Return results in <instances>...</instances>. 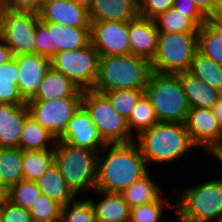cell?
I'll use <instances>...</instances> for the list:
<instances>
[{
	"label": "cell",
	"instance_id": "obj_1",
	"mask_svg": "<svg viewBox=\"0 0 222 222\" xmlns=\"http://www.w3.org/2000/svg\"><path fill=\"white\" fill-rule=\"evenodd\" d=\"M134 142L151 170L155 166L180 165L183 163L181 159L198 156V147L192 142L185 125L179 122H158L140 132Z\"/></svg>",
	"mask_w": 222,
	"mask_h": 222
},
{
	"label": "cell",
	"instance_id": "obj_2",
	"mask_svg": "<svg viewBox=\"0 0 222 222\" xmlns=\"http://www.w3.org/2000/svg\"><path fill=\"white\" fill-rule=\"evenodd\" d=\"M150 170L134 141L106 144L98 153L95 189L121 193Z\"/></svg>",
	"mask_w": 222,
	"mask_h": 222
},
{
	"label": "cell",
	"instance_id": "obj_3",
	"mask_svg": "<svg viewBox=\"0 0 222 222\" xmlns=\"http://www.w3.org/2000/svg\"><path fill=\"white\" fill-rule=\"evenodd\" d=\"M213 177H216L215 179ZM196 184L174 188L175 210L192 222H222V178L217 175Z\"/></svg>",
	"mask_w": 222,
	"mask_h": 222
},
{
	"label": "cell",
	"instance_id": "obj_4",
	"mask_svg": "<svg viewBox=\"0 0 222 222\" xmlns=\"http://www.w3.org/2000/svg\"><path fill=\"white\" fill-rule=\"evenodd\" d=\"M152 72L151 61L140 56H100L98 76L93 90H145Z\"/></svg>",
	"mask_w": 222,
	"mask_h": 222
},
{
	"label": "cell",
	"instance_id": "obj_5",
	"mask_svg": "<svg viewBox=\"0 0 222 222\" xmlns=\"http://www.w3.org/2000/svg\"><path fill=\"white\" fill-rule=\"evenodd\" d=\"M98 152L57 141L54 162L76 196H86L96 188Z\"/></svg>",
	"mask_w": 222,
	"mask_h": 222
},
{
	"label": "cell",
	"instance_id": "obj_6",
	"mask_svg": "<svg viewBox=\"0 0 222 222\" xmlns=\"http://www.w3.org/2000/svg\"><path fill=\"white\" fill-rule=\"evenodd\" d=\"M159 122L186 120L190 106L184 94L178 74H164L153 71L145 88Z\"/></svg>",
	"mask_w": 222,
	"mask_h": 222
},
{
	"label": "cell",
	"instance_id": "obj_7",
	"mask_svg": "<svg viewBox=\"0 0 222 222\" xmlns=\"http://www.w3.org/2000/svg\"><path fill=\"white\" fill-rule=\"evenodd\" d=\"M81 105L89 113L105 144H126L134 141L127 120L113 108L108 97L93 89L84 90Z\"/></svg>",
	"mask_w": 222,
	"mask_h": 222
},
{
	"label": "cell",
	"instance_id": "obj_8",
	"mask_svg": "<svg viewBox=\"0 0 222 222\" xmlns=\"http://www.w3.org/2000/svg\"><path fill=\"white\" fill-rule=\"evenodd\" d=\"M198 50V32L159 33L158 50L151 61L152 71L179 74L190 69Z\"/></svg>",
	"mask_w": 222,
	"mask_h": 222
},
{
	"label": "cell",
	"instance_id": "obj_9",
	"mask_svg": "<svg viewBox=\"0 0 222 222\" xmlns=\"http://www.w3.org/2000/svg\"><path fill=\"white\" fill-rule=\"evenodd\" d=\"M91 43L90 27H71L53 22L37 23L35 54L52 59L56 53L85 48Z\"/></svg>",
	"mask_w": 222,
	"mask_h": 222
},
{
	"label": "cell",
	"instance_id": "obj_10",
	"mask_svg": "<svg viewBox=\"0 0 222 222\" xmlns=\"http://www.w3.org/2000/svg\"><path fill=\"white\" fill-rule=\"evenodd\" d=\"M99 53L90 43L85 48L56 53L50 59L51 67L64 74L75 86L84 91L93 89L99 66Z\"/></svg>",
	"mask_w": 222,
	"mask_h": 222
},
{
	"label": "cell",
	"instance_id": "obj_11",
	"mask_svg": "<svg viewBox=\"0 0 222 222\" xmlns=\"http://www.w3.org/2000/svg\"><path fill=\"white\" fill-rule=\"evenodd\" d=\"M39 21L37 13L6 10L2 39L10 47L13 56L35 54V34Z\"/></svg>",
	"mask_w": 222,
	"mask_h": 222
},
{
	"label": "cell",
	"instance_id": "obj_12",
	"mask_svg": "<svg viewBox=\"0 0 222 222\" xmlns=\"http://www.w3.org/2000/svg\"><path fill=\"white\" fill-rule=\"evenodd\" d=\"M82 98H63L47 101H27L29 113L42 127L48 129L58 140L66 131Z\"/></svg>",
	"mask_w": 222,
	"mask_h": 222
},
{
	"label": "cell",
	"instance_id": "obj_13",
	"mask_svg": "<svg viewBox=\"0 0 222 222\" xmlns=\"http://www.w3.org/2000/svg\"><path fill=\"white\" fill-rule=\"evenodd\" d=\"M90 40L99 56L129 55V21L90 22Z\"/></svg>",
	"mask_w": 222,
	"mask_h": 222
},
{
	"label": "cell",
	"instance_id": "obj_14",
	"mask_svg": "<svg viewBox=\"0 0 222 222\" xmlns=\"http://www.w3.org/2000/svg\"><path fill=\"white\" fill-rule=\"evenodd\" d=\"M184 125L198 152L205 153L213 144L222 141V130L212 109L190 108Z\"/></svg>",
	"mask_w": 222,
	"mask_h": 222
},
{
	"label": "cell",
	"instance_id": "obj_15",
	"mask_svg": "<svg viewBox=\"0 0 222 222\" xmlns=\"http://www.w3.org/2000/svg\"><path fill=\"white\" fill-rule=\"evenodd\" d=\"M57 141L66 142L74 147L94 150L98 153L106 145L89 113L82 105L75 111L66 131Z\"/></svg>",
	"mask_w": 222,
	"mask_h": 222
},
{
	"label": "cell",
	"instance_id": "obj_16",
	"mask_svg": "<svg viewBox=\"0 0 222 222\" xmlns=\"http://www.w3.org/2000/svg\"><path fill=\"white\" fill-rule=\"evenodd\" d=\"M13 57L18 65V90L27 102L37 93L41 81L51 67L50 59L38 54H20Z\"/></svg>",
	"mask_w": 222,
	"mask_h": 222
},
{
	"label": "cell",
	"instance_id": "obj_17",
	"mask_svg": "<svg viewBox=\"0 0 222 222\" xmlns=\"http://www.w3.org/2000/svg\"><path fill=\"white\" fill-rule=\"evenodd\" d=\"M41 22L71 27H90L88 7L73 0H44L39 12Z\"/></svg>",
	"mask_w": 222,
	"mask_h": 222
},
{
	"label": "cell",
	"instance_id": "obj_18",
	"mask_svg": "<svg viewBox=\"0 0 222 222\" xmlns=\"http://www.w3.org/2000/svg\"><path fill=\"white\" fill-rule=\"evenodd\" d=\"M159 32L153 19L137 15L129 21L130 54L140 56L150 61L158 50Z\"/></svg>",
	"mask_w": 222,
	"mask_h": 222
},
{
	"label": "cell",
	"instance_id": "obj_19",
	"mask_svg": "<svg viewBox=\"0 0 222 222\" xmlns=\"http://www.w3.org/2000/svg\"><path fill=\"white\" fill-rule=\"evenodd\" d=\"M90 194L87 197L93 206L96 222H129L130 207L121 193L94 189Z\"/></svg>",
	"mask_w": 222,
	"mask_h": 222
},
{
	"label": "cell",
	"instance_id": "obj_20",
	"mask_svg": "<svg viewBox=\"0 0 222 222\" xmlns=\"http://www.w3.org/2000/svg\"><path fill=\"white\" fill-rule=\"evenodd\" d=\"M29 115L27 103H0V147L19 148L22 127Z\"/></svg>",
	"mask_w": 222,
	"mask_h": 222
},
{
	"label": "cell",
	"instance_id": "obj_21",
	"mask_svg": "<svg viewBox=\"0 0 222 222\" xmlns=\"http://www.w3.org/2000/svg\"><path fill=\"white\" fill-rule=\"evenodd\" d=\"M90 22L131 21L138 15V0H91Z\"/></svg>",
	"mask_w": 222,
	"mask_h": 222
},
{
	"label": "cell",
	"instance_id": "obj_22",
	"mask_svg": "<svg viewBox=\"0 0 222 222\" xmlns=\"http://www.w3.org/2000/svg\"><path fill=\"white\" fill-rule=\"evenodd\" d=\"M83 91L64 74L50 67L37 93L29 101H47L63 98H82Z\"/></svg>",
	"mask_w": 222,
	"mask_h": 222
},
{
	"label": "cell",
	"instance_id": "obj_23",
	"mask_svg": "<svg viewBox=\"0 0 222 222\" xmlns=\"http://www.w3.org/2000/svg\"><path fill=\"white\" fill-rule=\"evenodd\" d=\"M178 77L190 108L212 109L222 96V91L210 87L188 71L179 73Z\"/></svg>",
	"mask_w": 222,
	"mask_h": 222
},
{
	"label": "cell",
	"instance_id": "obj_24",
	"mask_svg": "<svg viewBox=\"0 0 222 222\" xmlns=\"http://www.w3.org/2000/svg\"><path fill=\"white\" fill-rule=\"evenodd\" d=\"M150 170L141 179L135 181L129 187L121 192L123 199L129 205L130 208L149 203L152 201H157L167 190L164 188L157 178H153L155 173Z\"/></svg>",
	"mask_w": 222,
	"mask_h": 222
},
{
	"label": "cell",
	"instance_id": "obj_25",
	"mask_svg": "<svg viewBox=\"0 0 222 222\" xmlns=\"http://www.w3.org/2000/svg\"><path fill=\"white\" fill-rule=\"evenodd\" d=\"M41 191L51 200L64 207L77 196L72 192L65 182L58 165L53 162L44 174L35 181Z\"/></svg>",
	"mask_w": 222,
	"mask_h": 222
},
{
	"label": "cell",
	"instance_id": "obj_26",
	"mask_svg": "<svg viewBox=\"0 0 222 222\" xmlns=\"http://www.w3.org/2000/svg\"><path fill=\"white\" fill-rule=\"evenodd\" d=\"M56 143L57 139L48 129L30 115L26 118L19 139V148L22 151L54 150Z\"/></svg>",
	"mask_w": 222,
	"mask_h": 222
},
{
	"label": "cell",
	"instance_id": "obj_27",
	"mask_svg": "<svg viewBox=\"0 0 222 222\" xmlns=\"http://www.w3.org/2000/svg\"><path fill=\"white\" fill-rule=\"evenodd\" d=\"M23 151L20 148L0 147V174L2 177V194L23 180Z\"/></svg>",
	"mask_w": 222,
	"mask_h": 222
},
{
	"label": "cell",
	"instance_id": "obj_28",
	"mask_svg": "<svg viewBox=\"0 0 222 222\" xmlns=\"http://www.w3.org/2000/svg\"><path fill=\"white\" fill-rule=\"evenodd\" d=\"M166 194H169V193L165 192L157 201H152L149 203H145V204L130 208L129 222H162L164 221L165 218L169 215V214L165 215V213L167 212L166 210L175 209V201H173L175 200L174 189L169 194L170 196Z\"/></svg>",
	"mask_w": 222,
	"mask_h": 222
},
{
	"label": "cell",
	"instance_id": "obj_29",
	"mask_svg": "<svg viewBox=\"0 0 222 222\" xmlns=\"http://www.w3.org/2000/svg\"><path fill=\"white\" fill-rule=\"evenodd\" d=\"M18 65L13 57L0 65V103L23 105L26 101L18 90Z\"/></svg>",
	"mask_w": 222,
	"mask_h": 222
},
{
	"label": "cell",
	"instance_id": "obj_30",
	"mask_svg": "<svg viewBox=\"0 0 222 222\" xmlns=\"http://www.w3.org/2000/svg\"><path fill=\"white\" fill-rule=\"evenodd\" d=\"M188 72L210 87L222 91V66L199 50L196 51Z\"/></svg>",
	"mask_w": 222,
	"mask_h": 222
},
{
	"label": "cell",
	"instance_id": "obj_31",
	"mask_svg": "<svg viewBox=\"0 0 222 222\" xmlns=\"http://www.w3.org/2000/svg\"><path fill=\"white\" fill-rule=\"evenodd\" d=\"M198 50L222 66V31L210 20L198 28Z\"/></svg>",
	"mask_w": 222,
	"mask_h": 222
},
{
	"label": "cell",
	"instance_id": "obj_32",
	"mask_svg": "<svg viewBox=\"0 0 222 222\" xmlns=\"http://www.w3.org/2000/svg\"><path fill=\"white\" fill-rule=\"evenodd\" d=\"M54 162V150L23 151V180L36 181Z\"/></svg>",
	"mask_w": 222,
	"mask_h": 222
},
{
	"label": "cell",
	"instance_id": "obj_33",
	"mask_svg": "<svg viewBox=\"0 0 222 222\" xmlns=\"http://www.w3.org/2000/svg\"><path fill=\"white\" fill-rule=\"evenodd\" d=\"M158 122L151 101L146 94H144L127 119L129 130L131 134L136 137L140 132L151 128Z\"/></svg>",
	"mask_w": 222,
	"mask_h": 222
},
{
	"label": "cell",
	"instance_id": "obj_34",
	"mask_svg": "<svg viewBox=\"0 0 222 222\" xmlns=\"http://www.w3.org/2000/svg\"><path fill=\"white\" fill-rule=\"evenodd\" d=\"M153 20L159 33L198 32V27L185 14H181L174 8H170Z\"/></svg>",
	"mask_w": 222,
	"mask_h": 222
},
{
	"label": "cell",
	"instance_id": "obj_35",
	"mask_svg": "<svg viewBox=\"0 0 222 222\" xmlns=\"http://www.w3.org/2000/svg\"><path fill=\"white\" fill-rule=\"evenodd\" d=\"M61 222H96L95 212L87 196H77L61 211Z\"/></svg>",
	"mask_w": 222,
	"mask_h": 222
},
{
	"label": "cell",
	"instance_id": "obj_36",
	"mask_svg": "<svg viewBox=\"0 0 222 222\" xmlns=\"http://www.w3.org/2000/svg\"><path fill=\"white\" fill-rule=\"evenodd\" d=\"M101 93H104L108 97L118 114L127 120L137 105V102L145 94V90L118 89Z\"/></svg>",
	"mask_w": 222,
	"mask_h": 222
},
{
	"label": "cell",
	"instance_id": "obj_37",
	"mask_svg": "<svg viewBox=\"0 0 222 222\" xmlns=\"http://www.w3.org/2000/svg\"><path fill=\"white\" fill-rule=\"evenodd\" d=\"M40 194L41 191L35 181L20 180L8 189L5 196L13 203L29 210Z\"/></svg>",
	"mask_w": 222,
	"mask_h": 222
},
{
	"label": "cell",
	"instance_id": "obj_38",
	"mask_svg": "<svg viewBox=\"0 0 222 222\" xmlns=\"http://www.w3.org/2000/svg\"><path fill=\"white\" fill-rule=\"evenodd\" d=\"M62 206L44 194H40L29 208L32 219L42 221H60Z\"/></svg>",
	"mask_w": 222,
	"mask_h": 222
},
{
	"label": "cell",
	"instance_id": "obj_39",
	"mask_svg": "<svg viewBox=\"0 0 222 222\" xmlns=\"http://www.w3.org/2000/svg\"><path fill=\"white\" fill-rule=\"evenodd\" d=\"M32 217L28 209L13 203L4 196L0 203V222H31Z\"/></svg>",
	"mask_w": 222,
	"mask_h": 222
},
{
	"label": "cell",
	"instance_id": "obj_40",
	"mask_svg": "<svg viewBox=\"0 0 222 222\" xmlns=\"http://www.w3.org/2000/svg\"><path fill=\"white\" fill-rule=\"evenodd\" d=\"M174 0H138V15L154 19L173 8Z\"/></svg>",
	"mask_w": 222,
	"mask_h": 222
},
{
	"label": "cell",
	"instance_id": "obj_41",
	"mask_svg": "<svg viewBox=\"0 0 222 222\" xmlns=\"http://www.w3.org/2000/svg\"><path fill=\"white\" fill-rule=\"evenodd\" d=\"M173 8L185 14L198 28L209 20L196 6L194 0H174Z\"/></svg>",
	"mask_w": 222,
	"mask_h": 222
},
{
	"label": "cell",
	"instance_id": "obj_42",
	"mask_svg": "<svg viewBox=\"0 0 222 222\" xmlns=\"http://www.w3.org/2000/svg\"><path fill=\"white\" fill-rule=\"evenodd\" d=\"M44 0H10L6 10L14 12H34L39 14Z\"/></svg>",
	"mask_w": 222,
	"mask_h": 222
},
{
	"label": "cell",
	"instance_id": "obj_43",
	"mask_svg": "<svg viewBox=\"0 0 222 222\" xmlns=\"http://www.w3.org/2000/svg\"><path fill=\"white\" fill-rule=\"evenodd\" d=\"M194 2L208 19L222 7V0H194Z\"/></svg>",
	"mask_w": 222,
	"mask_h": 222
},
{
	"label": "cell",
	"instance_id": "obj_44",
	"mask_svg": "<svg viewBox=\"0 0 222 222\" xmlns=\"http://www.w3.org/2000/svg\"><path fill=\"white\" fill-rule=\"evenodd\" d=\"M208 155L209 156V159H215V161L217 162V164L221 165L222 166V141L221 142H218V143H215L213 144L205 153V155ZM219 171H220V174H218L217 177H220L222 178V167L220 168L219 166Z\"/></svg>",
	"mask_w": 222,
	"mask_h": 222
},
{
	"label": "cell",
	"instance_id": "obj_45",
	"mask_svg": "<svg viewBox=\"0 0 222 222\" xmlns=\"http://www.w3.org/2000/svg\"><path fill=\"white\" fill-rule=\"evenodd\" d=\"M13 58L10 47L5 43V41L0 39V65L2 63L8 62Z\"/></svg>",
	"mask_w": 222,
	"mask_h": 222
},
{
	"label": "cell",
	"instance_id": "obj_46",
	"mask_svg": "<svg viewBox=\"0 0 222 222\" xmlns=\"http://www.w3.org/2000/svg\"><path fill=\"white\" fill-rule=\"evenodd\" d=\"M213 114L215 115L218 124L222 130V96L219 98L217 103L212 107Z\"/></svg>",
	"mask_w": 222,
	"mask_h": 222
},
{
	"label": "cell",
	"instance_id": "obj_47",
	"mask_svg": "<svg viewBox=\"0 0 222 222\" xmlns=\"http://www.w3.org/2000/svg\"><path fill=\"white\" fill-rule=\"evenodd\" d=\"M209 20L222 31V7Z\"/></svg>",
	"mask_w": 222,
	"mask_h": 222
},
{
	"label": "cell",
	"instance_id": "obj_48",
	"mask_svg": "<svg viewBox=\"0 0 222 222\" xmlns=\"http://www.w3.org/2000/svg\"><path fill=\"white\" fill-rule=\"evenodd\" d=\"M6 12V8L4 5L0 4V39L3 36V18Z\"/></svg>",
	"mask_w": 222,
	"mask_h": 222
},
{
	"label": "cell",
	"instance_id": "obj_49",
	"mask_svg": "<svg viewBox=\"0 0 222 222\" xmlns=\"http://www.w3.org/2000/svg\"><path fill=\"white\" fill-rule=\"evenodd\" d=\"M173 214H175L174 215V221L173 220H171V219H169V222H191V221H189V220H186V219H184V218H182L178 213H177V211L174 209L173 210Z\"/></svg>",
	"mask_w": 222,
	"mask_h": 222
},
{
	"label": "cell",
	"instance_id": "obj_50",
	"mask_svg": "<svg viewBox=\"0 0 222 222\" xmlns=\"http://www.w3.org/2000/svg\"><path fill=\"white\" fill-rule=\"evenodd\" d=\"M78 4L84 5L86 7H88L91 3V0H73Z\"/></svg>",
	"mask_w": 222,
	"mask_h": 222
},
{
	"label": "cell",
	"instance_id": "obj_51",
	"mask_svg": "<svg viewBox=\"0 0 222 222\" xmlns=\"http://www.w3.org/2000/svg\"><path fill=\"white\" fill-rule=\"evenodd\" d=\"M31 222H61V221H42V220L32 219Z\"/></svg>",
	"mask_w": 222,
	"mask_h": 222
},
{
	"label": "cell",
	"instance_id": "obj_52",
	"mask_svg": "<svg viewBox=\"0 0 222 222\" xmlns=\"http://www.w3.org/2000/svg\"><path fill=\"white\" fill-rule=\"evenodd\" d=\"M10 0H0V4L2 5H6Z\"/></svg>",
	"mask_w": 222,
	"mask_h": 222
},
{
	"label": "cell",
	"instance_id": "obj_53",
	"mask_svg": "<svg viewBox=\"0 0 222 222\" xmlns=\"http://www.w3.org/2000/svg\"><path fill=\"white\" fill-rule=\"evenodd\" d=\"M0 192L2 193V177H1V174H0Z\"/></svg>",
	"mask_w": 222,
	"mask_h": 222
},
{
	"label": "cell",
	"instance_id": "obj_54",
	"mask_svg": "<svg viewBox=\"0 0 222 222\" xmlns=\"http://www.w3.org/2000/svg\"><path fill=\"white\" fill-rule=\"evenodd\" d=\"M3 197H4V195L0 192V203H1V200Z\"/></svg>",
	"mask_w": 222,
	"mask_h": 222
},
{
	"label": "cell",
	"instance_id": "obj_55",
	"mask_svg": "<svg viewBox=\"0 0 222 222\" xmlns=\"http://www.w3.org/2000/svg\"><path fill=\"white\" fill-rule=\"evenodd\" d=\"M166 219H167V218H165V220H164V221H162V222H169V220H168V219L166 220Z\"/></svg>",
	"mask_w": 222,
	"mask_h": 222
}]
</instances>
